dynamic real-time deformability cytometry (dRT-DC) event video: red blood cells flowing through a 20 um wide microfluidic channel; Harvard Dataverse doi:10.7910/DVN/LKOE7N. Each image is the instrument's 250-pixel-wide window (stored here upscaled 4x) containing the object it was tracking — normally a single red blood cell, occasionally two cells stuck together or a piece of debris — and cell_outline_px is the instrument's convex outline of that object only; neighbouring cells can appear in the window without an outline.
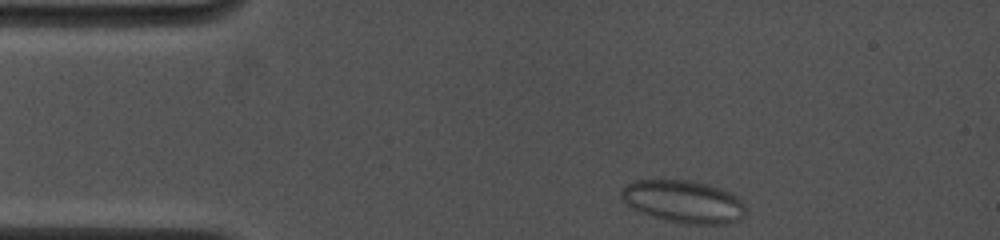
{"species": "common noctule bat (a hibernating species)", "species_latin": "Nyctalus noctula", "temperature_condition": "cold", "stored_images_in_passage": 44, "camera_frame_rate_fps": 4500, "um_per_image_px": 0.085, "animal": {"sex": "female", "body_mass_g": 19.0, "forearm_length_mm": 53.3}, "frame": {"image": 1, "passage_image": 1, "time_ms": 0.0, "image_size_px": [1000, 240], "cell_outline_px": [[744, 216], [728, 224], [688, 224], [664, 220], [652, 216], [632, 208], [620, 200], [620, 188], [624, 184], [636, 180], [688, 180], [708, 184], [732, 192], [744, 204]], "centroid_in_image_um": [58.05, 17.12], "position_along_channel_um": 26.9, "area_um2": 31.04}}
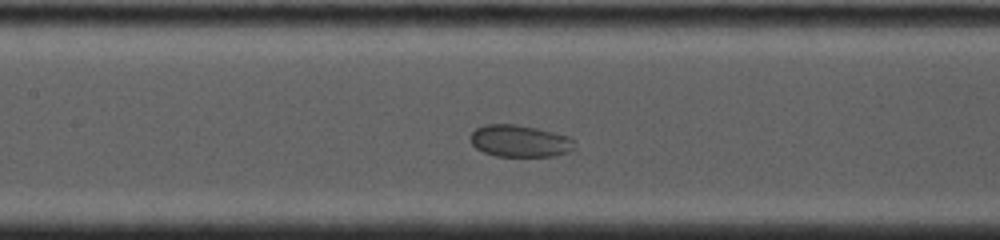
{"frame": {"image": 2, "passage_image": 19, "time_ms": 4.889, "image_size_px": [1000, 240], "cell_outline_px": [[572, 148], [568, 152], [556, 156], [496, 156], [484, 152], [476, 148], [472, 144], [468, 136], [476, 128], [484, 124], [516, 124], [536, 128], [568, 136], [572, 140]], "centroid_in_image_um": [44.11, 11.98], "position_along_channel_um": 163.3, "area_um2": 19.31}}
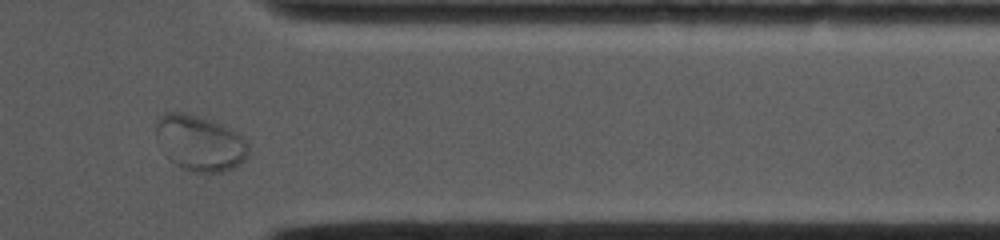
{"frame": {"image": 3, "passage_image": 39, "time_ms": 10.889, "image_size_px": [1000, 240], "cell_outline_px": [[248, 152], [244, 160], [240, 164], [232, 168], [220, 172], [192, 172], [176, 164], [168, 156], [156, 136], [156, 120], [164, 112], [180, 112], [196, 116], [220, 124], [236, 132], [248, 144]], "centroid_in_image_um": [16.98, 12.15], "position_along_channel_um": 394.4, "area_um2": 29.25}}